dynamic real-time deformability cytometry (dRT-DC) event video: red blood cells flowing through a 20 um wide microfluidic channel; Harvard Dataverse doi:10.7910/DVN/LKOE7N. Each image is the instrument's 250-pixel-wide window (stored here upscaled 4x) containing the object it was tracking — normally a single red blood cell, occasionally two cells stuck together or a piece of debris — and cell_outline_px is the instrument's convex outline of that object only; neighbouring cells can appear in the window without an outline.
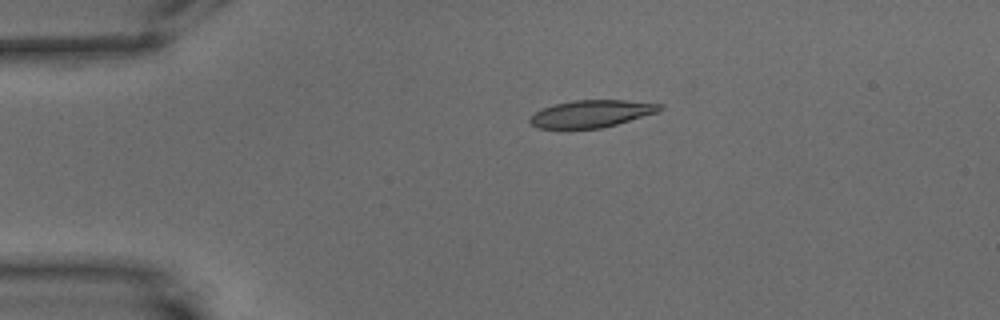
{"species": "common noctule bat (a hibernating species)", "species_latin": "Nyctalus noctula", "temperature_condition": "warm", "stored_images_in_passage": 43, "camera_frame_rate_fps": 3000, "um_per_image_px": 0.085, "animal": {"sex": "male", "body_mass_g": 15.6}, "frame": {"image": 1, "passage_image": 1, "time_ms": 0.0, "image_size_px": [1000, 320], "cell_outline_px": [[664, 108], [656, 112], [616, 124], [600, 128], [568, 132], [536, 128], [528, 120], [528, 116], [544, 108], [556, 104], [572, 100], [624, 100], [664, 104]], "centroid_in_image_um": [50.17, 9.71], "position_along_channel_um": 34.8, "area_um2": 21.33}}
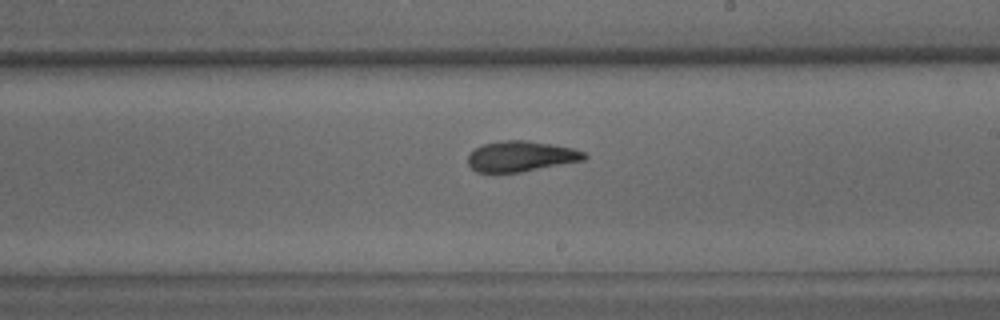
{"frame": {"image": 2, "passage_image": 23, "time_ms": 7.333, "image_size_px": [1000, 320], "cell_outline_px": [[588, 156], [584, 160], [520, 172], [476, 172], [468, 164], [468, 156], [476, 148], [484, 144], [500, 140], [528, 140], [572, 148], [584, 152]], "centroid_in_image_um": [44.28, 13.28], "position_along_channel_um": 244.7, "area_um2": 20.52}}
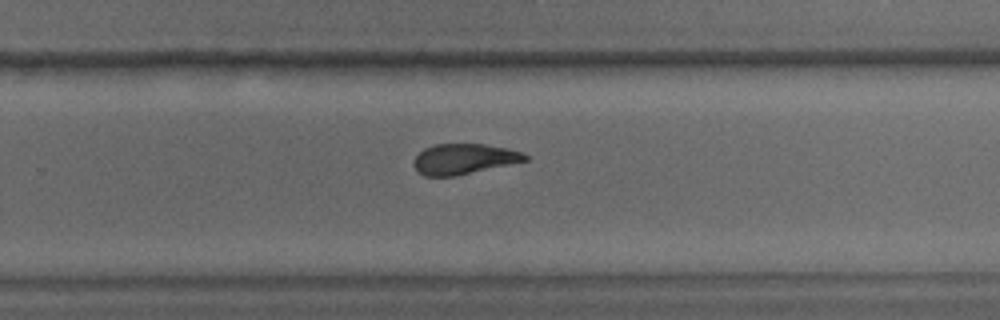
{"frame": {"image": 3, "passage_image": 27, "time_ms": 8.667, "image_size_px": [1000, 320], "cell_outline_px": [[528, 160], [456, 176], [424, 176], [416, 168], [416, 156], [424, 148], [436, 144], [484, 144], [508, 148], [520, 152], [528, 156]], "centroid_in_image_um": [39.46, 13.51], "position_along_channel_um": 290.3, "area_um2": 19.42}, "authors_computed_cell_mechanics": {"area_um2": 20.7502, "velocity_mm_per_s": 3.4285, "shape_relaxation_time_tau1_ms": null, "shape_relaxation_time_tau2_ms": 2.7116, "deformation_change_tau1": null, "deformation_change_tau2": 0.1075}}